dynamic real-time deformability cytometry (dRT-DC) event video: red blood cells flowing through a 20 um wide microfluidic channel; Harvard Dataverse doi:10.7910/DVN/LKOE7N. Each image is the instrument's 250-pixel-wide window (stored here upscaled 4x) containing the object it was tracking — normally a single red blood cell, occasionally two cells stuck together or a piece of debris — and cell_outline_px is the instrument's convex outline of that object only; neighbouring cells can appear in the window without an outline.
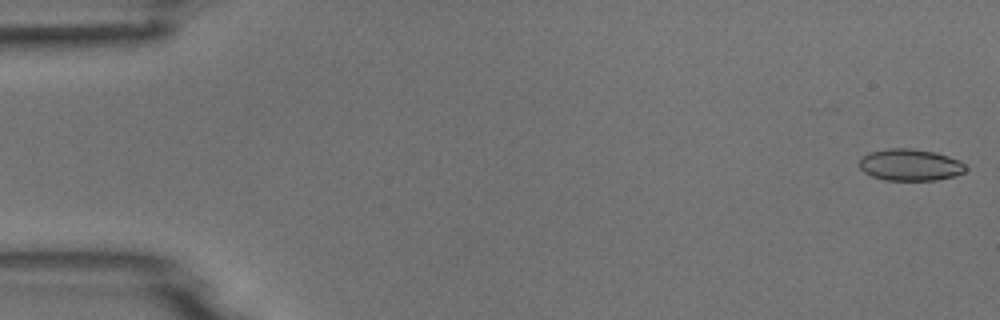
{"species": "common noctule bat (a hibernating species)", "species_latin": "Nyctalus noctula", "temperature_condition": "room temperature", "stored_images_in_passage": 4, "camera_frame_rate_fps": 3000, "um_per_image_px": 0.085, "animal": {"sex": "male", "body_mass_g": 18.8}, "frame": {"image": 1, "passage_image": 1, "time_ms": 0.0, "image_size_px": [1000, 320], "cell_outline_px": [[968, 168], [964, 172], [956, 176], [936, 180], [884, 180], [872, 176], [864, 172], [860, 168], [860, 160], [868, 152], [888, 148], [908, 148], [936, 152], [960, 160]], "centroid_in_image_um": [77.39, 14.01], "position_along_channel_um": 7.6, "area_um2": 19.77}}
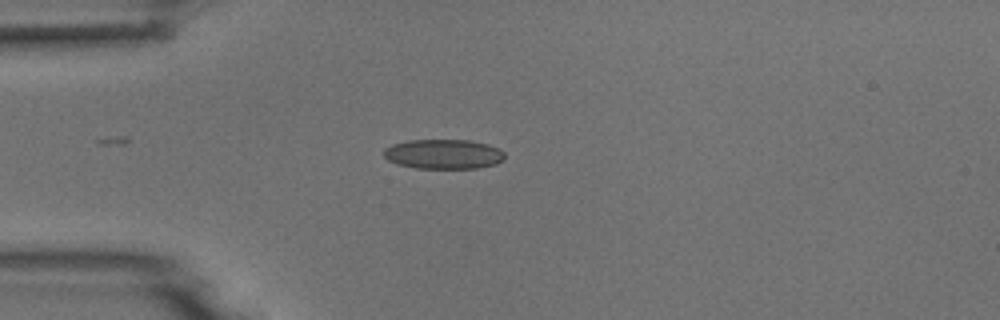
{"frame": {"image": 2, "passage_image": 4, "time_ms": 4.333, "image_size_px": [1000, 320], "cell_outline_px": [[504, 160], [496, 164], [476, 168], [416, 168], [396, 164], [388, 160], [384, 156], [384, 148], [392, 144], [408, 140], [468, 140], [488, 144], [504, 152]], "centroid_in_image_um": [37.68, 13.1], "position_along_channel_um": 47.3, "area_um2": 20.92}}